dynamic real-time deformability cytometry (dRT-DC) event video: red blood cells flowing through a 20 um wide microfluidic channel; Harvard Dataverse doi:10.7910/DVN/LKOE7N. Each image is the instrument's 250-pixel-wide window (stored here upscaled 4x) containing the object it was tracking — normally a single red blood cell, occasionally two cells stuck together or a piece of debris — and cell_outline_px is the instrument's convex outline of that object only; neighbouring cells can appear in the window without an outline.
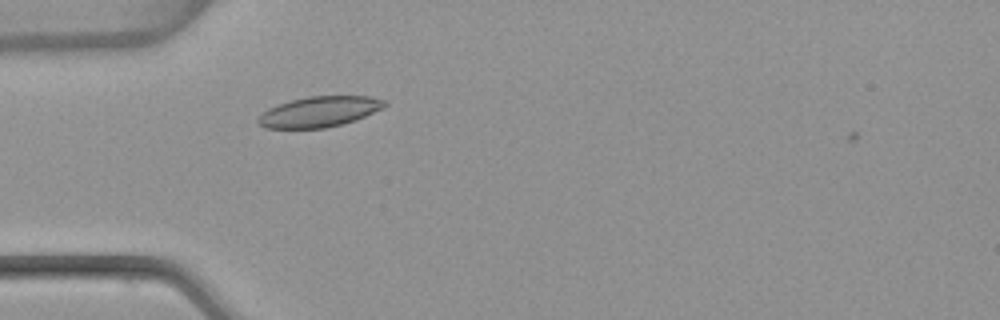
{"species": "common noctule bat (a hibernating species)", "species_latin": "Nyctalus noctula", "temperature_condition": "warm", "stored_images_in_passage": 6, "camera_frame_rate_fps": 3000, "um_per_image_px": 0.085, "animal": {"sex": "female", "body_mass_g": 22.7, "forearm_length_mm": 54.2}, "frame": {"image": 1, "passage_image": 5, "time_ms": 1.333, "image_size_px": [1000, 320], "cell_outline_px": [[388, 104], [384, 108], [356, 120], [344, 124], [324, 128], [264, 128], [256, 120], [268, 108], [292, 100], [308, 96], [368, 96], [384, 100]], "centroid_in_image_um": [27.18, 9.5], "position_along_channel_um": 57.8, "area_um2": 22.43}}